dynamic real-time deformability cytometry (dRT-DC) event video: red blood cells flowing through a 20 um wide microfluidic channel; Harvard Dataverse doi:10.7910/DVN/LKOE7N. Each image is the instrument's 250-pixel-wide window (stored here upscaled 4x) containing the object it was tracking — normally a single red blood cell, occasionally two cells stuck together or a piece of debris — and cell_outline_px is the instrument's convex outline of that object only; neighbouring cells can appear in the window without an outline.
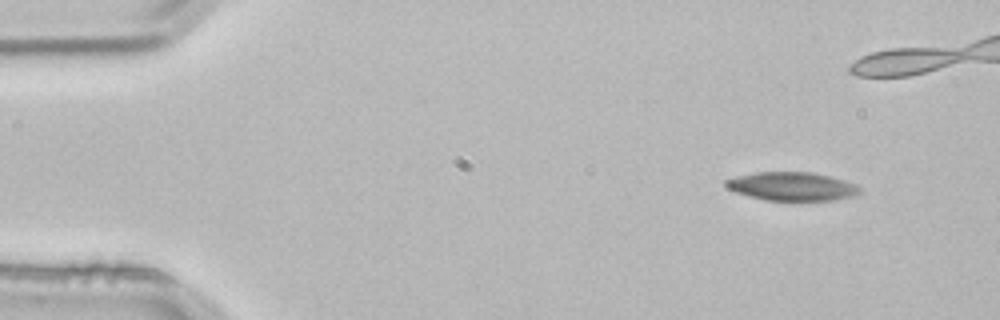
{"species": "common noctule bat (a hibernating species)", "species_latin": "Nyctalus noctula", "temperature_condition": "room temperature", "stored_images_in_passage": 4, "camera_frame_rate_fps": 3000, "um_per_image_px": 0.085, "animal": {"sex": "male", "body_mass_g": 21.5, "forearm_length_mm": 52.0}, "frame": {"image": 1, "passage_image": 1, "time_ms": 0.0, "image_size_px": [1000, 320], "cell_outline_px": [[860, 192], [852, 196], [836, 200], [764, 200], [748, 196], [736, 192], [728, 188], [724, 184], [724, 180], [736, 176], [756, 172], [812, 172], [844, 180], [856, 184], [860, 188]], "centroid_in_image_um": [67.29, 15.84], "position_along_channel_um": 17.7, "area_um2": 22.2}}